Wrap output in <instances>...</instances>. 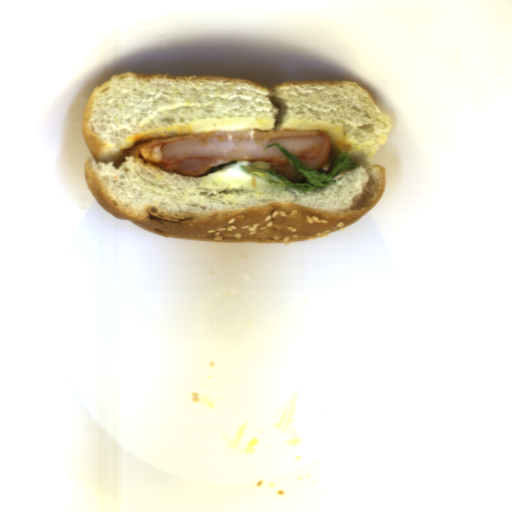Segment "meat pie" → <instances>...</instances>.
<instances>
[{
    "mask_svg": "<svg viewBox=\"0 0 512 512\" xmlns=\"http://www.w3.org/2000/svg\"><path fill=\"white\" fill-rule=\"evenodd\" d=\"M279 143L312 170L321 169L329 160L332 146L329 135L315 130H221L160 138L125 150V157L166 172L187 177H203L209 168L228 162H269L277 176L298 182L304 174L293 166ZM265 150V151H264Z\"/></svg>",
    "mask_w": 512,
    "mask_h": 512,
    "instance_id": "obj_1",
    "label": "meat pie"
}]
</instances>
